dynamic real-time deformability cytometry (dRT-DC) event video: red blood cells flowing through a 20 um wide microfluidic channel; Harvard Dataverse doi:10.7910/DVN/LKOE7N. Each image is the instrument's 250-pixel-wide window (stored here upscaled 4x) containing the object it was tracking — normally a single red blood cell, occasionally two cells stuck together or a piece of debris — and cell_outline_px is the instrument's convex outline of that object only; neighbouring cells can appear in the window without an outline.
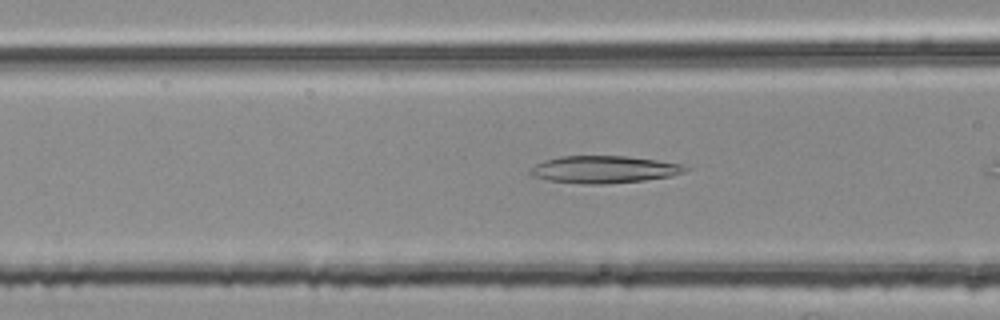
{"species": "common noctule bat (a hibernating species)", "species_latin": "Nyctalus noctula", "temperature_condition": "room temperature", "stored_images_in_passage": 14, "camera_frame_rate_fps": 3000, "um_per_image_px": 0.085, "animal": {"sex": "female", "body_mass_g": 25.1}, "frame": {"image": 1, "passage_image": 12, "time_ms": 3.667, "image_size_px": [1000, 320], "cell_outline_px": [[692, 168], [684, 172], [668, 176], [644, 180], [608, 184], [584, 184], [548, 180], [532, 176], [528, 172], [528, 168], [544, 160], [560, 156], [628, 156], [656, 160], [680, 164]], "centroid_in_image_um": [51.29, 14.4], "position_along_channel_um": 115.3, "area_um2": 24.68}}